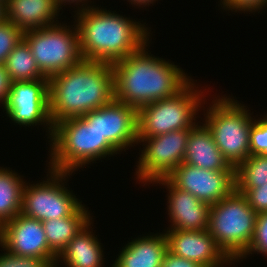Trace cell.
I'll list each match as a JSON object with an SVG mask.
<instances>
[{"mask_svg":"<svg viewBox=\"0 0 267 267\" xmlns=\"http://www.w3.org/2000/svg\"><path fill=\"white\" fill-rule=\"evenodd\" d=\"M49 114L52 124L82 117L115 98L112 64L82 61L49 78Z\"/></svg>","mask_w":267,"mask_h":267,"instance_id":"1","label":"cell"},{"mask_svg":"<svg viewBox=\"0 0 267 267\" xmlns=\"http://www.w3.org/2000/svg\"><path fill=\"white\" fill-rule=\"evenodd\" d=\"M146 46L112 64L115 99L137 110L175 96L191 81L176 65L150 56Z\"/></svg>","mask_w":267,"mask_h":267,"instance_id":"2","label":"cell"},{"mask_svg":"<svg viewBox=\"0 0 267 267\" xmlns=\"http://www.w3.org/2000/svg\"><path fill=\"white\" fill-rule=\"evenodd\" d=\"M79 48L83 61L114 64L137 52L149 38L144 24L91 6L77 11ZM148 38V39H147Z\"/></svg>","mask_w":267,"mask_h":267,"instance_id":"3","label":"cell"},{"mask_svg":"<svg viewBox=\"0 0 267 267\" xmlns=\"http://www.w3.org/2000/svg\"><path fill=\"white\" fill-rule=\"evenodd\" d=\"M52 138V139H51ZM50 138V168L73 173L78 167L118 151L82 117L59 121L53 125Z\"/></svg>","mask_w":267,"mask_h":267,"instance_id":"4","label":"cell"},{"mask_svg":"<svg viewBox=\"0 0 267 267\" xmlns=\"http://www.w3.org/2000/svg\"><path fill=\"white\" fill-rule=\"evenodd\" d=\"M256 217L257 213L245 196L234 189L211 205L207 230L222 251L235 262L252 241Z\"/></svg>","mask_w":267,"mask_h":267,"instance_id":"5","label":"cell"},{"mask_svg":"<svg viewBox=\"0 0 267 267\" xmlns=\"http://www.w3.org/2000/svg\"><path fill=\"white\" fill-rule=\"evenodd\" d=\"M227 97L212 101L207 110L205 125L218 149L236 169L250 156V130L253 119L244 105Z\"/></svg>","mask_w":267,"mask_h":267,"instance_id":"6","label":"cell"},{"mask_svg":"<svg viewBox=\"0 0 267 267\" xmlns=\"http://www.w3.org/2000/svg\"><path fill=\"white\" fill-rule=\"evenodd\" d=\"M197 91L191 80L175 96L139 108L138 137H154L171 131L192 129L197 124L193 120H196L204 96L202 91Z\"/></svg>","mask_w":267,"mask_h":267,"instance_id":"7","label":"cell"},{"mask_svg":"<svg viewBox=\"0 0 267 267\" xmlns=\"http://www.w3.org/2000/svg\"><path fill=\"white\" fill-rule=\"evenodd\" d=\"M37 67L50 78L79 65L83 59L79 48L77 27L70 30L61 23L23 32Z\"/></svg>","mask_w":267,"mask_h":267,"instance_id":"8","label":"cell"},{"mask_svg":"<svg viewBox=\"0 0 267 267\" xmlns=\"http://www.w3.org/2000/svg\"><path fill=\"white\" fill-rule=\"evenodd\" d=\"M49 173L51 179L47 178V181L31 186L24 184L21 207L23 215L48 221L71 216L82 206V202L61 183L71 173L51 169Z\"/></svg>","mask_w":267,"mask_h":267,"instance_id":"9","label":"cell"},{"mask_svg":"<svg viewBox=\"0 0 267 267\" xmlns=\"http://www.w3.org/2000/svg\"><path fill=\"white\" fill-rule=\"evenodd\" d=\"M191 129L171 131L154 137H138L148 143L139 157L136 175L139 181L153 182L166 178L184 159ZM147 141V142H146Z\"/></svg>","mask_w":267,"mask_h":267,"instance_id":"10","label":"cell"},{"mask_svg":"<svg viewBox=\"0 0 267 267\" xmlns=\"http://www.w3.org/2000/svg\"><path fill=\"white\" fill-rule=\"evenodd\" d=\"M49 79L12 82L4 109L10 119L20 125L49 126L52 137L53 124L49 114Z\"/></svg>","mask_w":267,"mask_h":267,"instance_id":"11","label":"cell"},{"mask_svg":"<svg viewBox=\"0 0 267 267\" xmlns=\"http://www.w3.org/2000/svg\"><path fill=\"white\" fill-rule=\"evenodd\" d=\"M82 118L119 152L139 143L137 109L115 98Z\"/></svg>","mask_w":267,"mask_h":267,"instance_id":"12","label":"cell"},{"mask_svg":"<svg viewBox=\"0 0 267 267\" xmlns=\"http://www.w3.org/2000/svg\"><path fill=\"white\" fill-rule=\"evenodd\" d=\"M167 178L200 201L216 204L235 189V171L204 170L182 162Z\"/></svg>","mask_w":267,"mask_h":267,"instance_id":"13","label":"cell"},{"mask_svg":"<svg viewBox=\"0 0 267 267\" xmlns=\"http://www.w3.org/2000/svg\"><path fill=\"white\" fill-rule=\"evenodd\" d=\"M0 245L19 256L57 259L48 246L42 221L22 213L0 226Z\"/></svg>","mask_w":267,"mask_h":267,"instance_id":"14","label":"cell"},{"mask_svg":"<svg viewBox=\"0 0 267 267\" xmlns=\"http://www.w3.org/2000/svg\"><path fill=\"white\" fill-rule=\"evenodd\" d=\"M165 236L169 252L203 267H223L225 263L233 262L207 229L167 230Z\"/></svg>","mask_w":267,"mask_h":267,"instance_id":"15","label":"cell"},{"mask_svg":"<svg viewBox=\"0 0 267 267\" xmlns=\"http://www.w3.org/2000/svg\"><path fill=\"white\" fill-rule=\"evenodd\" d=\"M154 182L166 185L170 194L167 207L172 226L169 230L208 229L211 205L200 201L188 191L177 188L167 177Z\"/></svg>","mask_w":267,"mask_h":267,"instance_id":"16","label":"cell"},{"mask_svg":"<svg viewBox=\"0 0 267 267\" xmlns=\"http://www.w3.org/2000/svg\"><path fill=\"white\" fill-rule=\"evenodd\" d=\"M183 162L204 170L235 171L218 149L205 124H197L190 130Z\"/></svg>","mask_w":267,"mask_h":267,"instance_id":"17","label":"cell"},{"mask_svg":"<svg viewBox=\"0 0 267 267\" xmlns=\"http://www.w3.org/2000/svg\"><path fill=\"white\" fill-rule=\"evenodd\" d=\"M59 10L54 0H8L5 4L6 20L23 32L55 25Z\"/></svg>","mask_w":267,"mask_h":267,"instance_id":"18","label":"cell"},{"mask_svg":"<svg viewBox=\"0 0 267 267\" xmlns=\"http://www.w3.org/2000/svg\"><path fill=\"white\" fill-rule=\"evenodd\" d=\"M133 239L124 248L112 267H161L168 251L164 234Z\"/></svg>","mask_w":267,"mask_h":267,"instance_id":"19","label":"cell"},{"mask_svg":"<svg viewBox=\"0 0 267 267\" xmlns=\"http://www.w3.org/2000/svg\"><path fill=\"white\" fill-rule=\"evenodd\" d=\"M91 223L89 221L80 229L57 256V261L61 258L67 267H102L103 250L101 243L90 231Z\"/></svg>","mask_w":267,"mask_h":267,"instance_id":"20","label":"cell"},{"mask_svg":"<svg viewBox=\"0 0 267 267\" xmlns=\"http://www.w3.org/2000/svg\"><path fill=\"white\" fill-rule=\"evenodd\" d=\"M91 216L82 205L73 215L42 221L49 248L58 256L66 245L90 220Z\"/></svg>","mask_w":267,"mask_h":267,"instance_id":"21","label":"cell"},{"mask_svg":"<svg viewBox=\"0 0 267 267\" xmlns=\"http://www.w3.org/2000/svg\"><path fill=\"white\" fill-rule=\"evenodd\" d=\"M0 226L21 213L25 182L10 169L0 167Z\"/></svg>","mask_w":267,"mask_h":267,"instance_id":"22","label":"cell"},{"mask_svg":"<svg viewBox=\"0 0 267 267\" xmlns=\"http://www.w3.org/2000/svg\"><path fill=\"white\" fill-rule=\"evenodd\" d=\"M12 82L49 79L37 67L34 56L27 42L22 38L5 60Z\"/></svg>","mask_w":267,"mask_h":267,"instance_id":"23","label":"cell"},{"mask_svg":"<svg viewBox=\"0 0 267 267\" xmlns=\"http://www.w3.org/2000/svg\"><path fill=\"white\" fill-rule=\"evenodd\" d=\"M267 183V156L250 155L235 169V188H258Z\"/></svg>","mask_w":267,"mask_h":267,"instance_id":"24","label":"cell"},{"mask_svg":"<svg viewBox=\"0 0 267 267\" xmlns=\"http://www.w3.org/2000/svg\"><path fill=\"white\" fill-rule=\"evenodd\" d=\"M23 38V31L8 20L0 23V64H4L6 58L14 47Z\"/></svg>","mask_w":267,"mask_h":267,"instance_id":"25","label":"cell"},{"mask_svg":"<svg viewBox=\"0 0 267 267\" xmlns=\"http://www.w3.org/2000/svg\"><path fill=\"white\" fill-rule=\"evenodd\" d=\"M252 252L267 256V211L257 213L254 235L248 249L237 259H242Z\"/></svg>","mask_w":267,"mask_h":267,"instance_id":"26","label":"cell"},{"mask_svg":"<svg viewBox=\"0 0 267 267\" xmlns=\"http://www.w3.org/2000/svg\"><path fill=\"white\" fill-rule=\"evenodd\" d=\"M57 259L19 256L6 250L0 255V267H57Z\"/></svg>","mask_w":267,"mask_h":267,"instance_id":"27","label":"cell"},{"mask_svg":"<svg viewBox=\"0 0 267 267\" xmlns=\"http://www.w3.org/2000/svg\"><path fill=\"white\" fill-rule=\"evenodd\" d=\"M267 156V114L252 122L250 130V155Z\"/></svg>","mask_w":267,"mask_h":267,"instance_id":"28","label":"cell"},{"mask_svg":"<svg viewBox=\"0 0 267 267\" xmlns=\"http://www.w3.org/2000/svg\"><path fill=\"white\" fill-rule=\"evenodd\" d=\"M247 199L248 204L256 213L267 211V183L258 188H235Z\"/></svg>","mask_w":267,"mask_h":267,"instance_id":"29","label":"cell"},{"mask_svg":"<svg viewBox=\"0 0 267 267\" xmlns=\"http://www.w3.org/2000/svg\"><path fill=\"white\" fill-rule=\"evenodd\" d=\"M267 0H223V8L236 11L254 12L265 6ZM254 10V11H253Z\"/></svg>","mask_w":267,"mask_h":267,"instance_id":"30","label":"cell"},{"mask_svg":"<svg viewBox=\"0 0 267 267\" xmlns=\"http://www.w3.org/2000/svg\"><path fill=\"white\" fill-rule=\"evenodd\" d=\"M11 86L12 80L10 75L4 64H0V103L3 105V107L6 104Z\"/></svg>","mask_w":267,"mask_h":267,"instance_id":"31","label":"cell"},{"mask_svg":"<svg viewBox=\"0 0 267 267\" xmlns=\"http://www.w3.org/2000/svg\"><path fill=\"white\" fill-rule=\"evenodd\" d=\"M161 267H203L200 264L178 257L167 251Z\"/></svg>","mask_w":267,"mask_h":267,"instance_id":"32","label":"cell"},{"mask_svg":"<svg viewBox=\"0 0 267 267\" xmlns=\"http://www.w3.org/2000/svg\"><path fill=\"white\" fill-rule=\"evenodd\" d=\"M130 2H131V4H136V6H140V5H147L148 4V6L150 5V3H153V2H155L154 0H129Z\"/></svg>","mask_w":267,"mask_h":267,"instance_id":"33","label":"cell"},{"mask_svg":"<svg viewBox=\"0 0 267 267\" xmlns=\"http://www.w3.org/2000/svg\"><path fill=\"white\" fill-rule=\"evenodd\" d=\"M82 1H87V0H54V2H55V5L59 8V9H61V6L64 4V3H66V2H69V4H70V2L71 3H73V2H82Z\"/></svg>","mask_w":267,"mask_h":267,"instance_id":"34","label":"cell"},{"mask_svg":"<svg viewBox=\"0 0 267 267\" xmlns=\"http://www.w3.org/2000/svg\"><path fill=\"white\" fill-rule=\"evenodd\" d=\"M6 19L5 4L0 1V23Z\"/></svg>","mask_w":267,"mask_h":267,"instance_id":"35","label":"cell"},{"mask_svg":"<svg viewBox=\"0 0 267 267\" xmlns=\"http://www.w3.org/2000/svg\"><path fill=\"white\" fill-rule=\"evenodd\" d=\"M2 3L6 4L8 0H0Z\"/></svg>","mask_w":267,"mask_h":267,"instance_id":"36","label":"cell"}]
</instances>
